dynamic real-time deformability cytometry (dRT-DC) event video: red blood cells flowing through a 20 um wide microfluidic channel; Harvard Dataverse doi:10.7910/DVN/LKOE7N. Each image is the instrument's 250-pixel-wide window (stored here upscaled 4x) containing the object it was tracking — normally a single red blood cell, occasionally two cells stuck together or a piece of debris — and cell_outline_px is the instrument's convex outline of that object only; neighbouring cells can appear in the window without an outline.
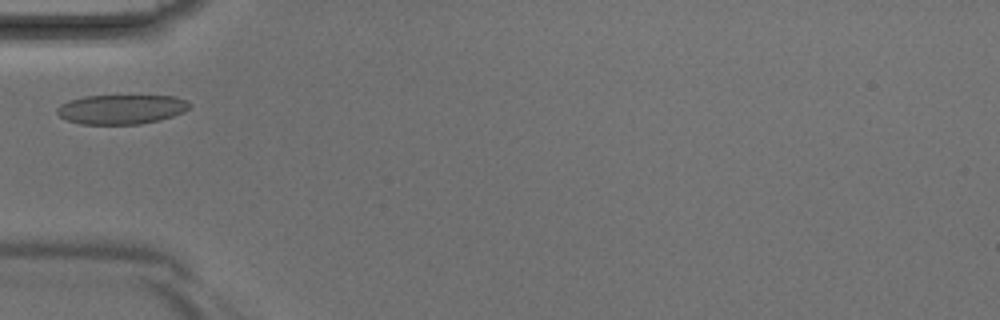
{"species": "Egyptian fruit bat (a non-hibernating species)", "species_latin": "Rousettus aegyptiacus", "temperature_condition": "room temperature", "stored_images_in_passage": 2, "camera_frame_rate_fps": 3000, "um_per_image_px": 0.085, "animal": {"sex": "male"}, "frame": {"image": 1, "passage_image": 2, "time_ms": 0.333, "image_size_px": [1000, 320], "cell_outline_px": [[192, 104], [184, 112], [160, 120], [140, 124], [80, 124], [68, 120], [60, 116], [56, 112], [56, 108], [60, 104], [68, 100], [84, 96], [176, 96], [188, 100]], "centroid_in_image_um": [10.32, 9.28], "position_along_channel_um": 74.7, "area_um2": 22.89}}